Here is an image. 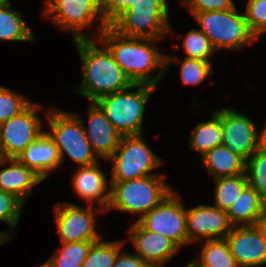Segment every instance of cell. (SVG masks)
Listing matches in <instances>:
<instances>
[{
  "instance_id": "6da1fadb",
  "label": "cell",
  "mask_w": 266,
  "mask_h": 267,
  "mask_svg": "<svg viewBox=\"0 0 266 267\" xmlns=\"http://www.w3.org/2000/svg\"><path fill=\"white\" fill-rule=\"evenodd\" d=\"M161 40L127 37L107 26L98 36L114 60L133 84L157 87L166 75V55L156 47ZM155 68H160L153 73Z\"/></svg>"
},
{
  "instance_id": "7a4b0ae2",
  "label": "cell",
  "mask_w": 266,
  "mask_h": 267,
  "mask_svg": "<svg viewBox=\"0 0 266 267\" xmlns=\"http://www.w3.org/2000/svg\"><path fill=\"white\" fill-rule=\"evenodd\" d=\"M97 39L73 40L83 71L82 80L74 87L89 102L112 93L125 90L133 83L118 66L109 50L97 46Z\"/></svg>"
},
{
  "instance_id": "3957f363",
  "label": "cell",
  "mask_w": 266,
  "mask_h": 267,
  "mask_svg": "<svg viewBox=\"0 0 266 267\" xmlns=\"http://www.w3.org/2000/svg\"><path fill=\"white\" fill-rule=\"evenodd\" d=\"M165 178V174H158L110 182V199L105 212L117 210L138 214V221L174 190Z\"/></svg>"
},
{
  "instance_id": "277c9868",
  "label": "cell",
  "mask_w": 266,
  "mask_h": 267,
  "mask_svg": "<svg viewBox=\"0 0 266 267\" xmlns=\"http://www.w3.org/2000/svg\"><path fill=\"white\" fill-rule=\"evenodd\" d=\"M102 0H44L43 16L57 28L70 32L72 41L77 39H97L107 27L101 15ZM97 33L83 32L94 27Z\"/></svg>"
},
{
  "instance_id": "5b68a950",
  "label": "cell",
  "mask_w": 266,
  "mask_h": 267,
  "mask_svg": "<svg viewBox=\"0 0 266 267\" xmlns=\"http://www.w3.org/2000/svg\"><path fill=\"white\" fill-rule=\"evenodd\" d=\"M155 86L132 84L129 88L99 98L95 103L122 136L143 134L146 104Z\"/></svg>"
},
{
  "instance_id": "8992f818",
  "label": "cell",
  "mask_w": 266,
  "mask_h": 267,
  "mask_svg": "<svg viewBox=\"0 0 266 267\" xmlns=\"http://www.w3.org/2000/svg\"><path fill=\"white\" fill-rule=\"evenodd\" d=\"M168 12L167 0H136L109 26L123 36L163 40L173 32Z\"/></svg>"
},
{
  "instance_id": "52a82bcc",
  "label": "cell",
  "mask_w": 266,
  "mask_h": 267,
  "mask_svg": "<svg viewBox=\"0 0 266 267\" xmlns=\"http://www.w3.org/2000/svg\"><path fill=\"white\" fill-rule=\"evenodd\" d=\"M49 131L45 133L57 147L61 165L67 154L79 167L99 162L92 151L91 144L85 135L80 120L71 112L49 108L45 111Z\"/></svg>"
},
{
  "instance_id": "ba28073f",
  "label": "cell",
  "mask_w": 266,
  "mask_h": 267,
  "mask_svg": "<svg viewBox=\"0 0 266 267\" xmlns=\"http://www.w3.org/2000/svg\"><path fill=\"white\" fill-rule=\"evenodd\" d=\"M200 29L211 41L216 51L241 50L258 41L251 33L244 13L235 7L222 11H206L193 14Z\"/></svg>"
},
{
  "instance_id": "9c48e42d",
  "label": "cell",
  "mask_w": 266,
  "mask_h": 267,
  "mask_svg": "<svg viewBox=\"0 0 266 267\" xmlns=\"http://www.w3.org/2000/svg\"><path fill=\"white\" fill-rule=\"evenodd\" d=\"M143 134L122 136L119 146L108 159L112 164L110 182H122L148 175L162 163L145 142Z\"/></svg>"
},
{
  "instance_id": "30bf717a",
  "label": "cell",
  "mask_w": 266,
  "mask_h": 267,
  "mask_svg": "<svg viewBox=\"0 0 266 267\" xmlns=\"http://www.w3.org/2000/svg\"><path fill=\"white\" fill-rule=\"evenodd\" d=\"M53 210L61 244L102 239L95 219L99 212L106 214L105 210L67 201L56 203Z\"/></svg>"
},
{
  "instance_id": "8fae6325",
  "label": "cell",
  "mask_w": 266,
  "mask_h": 267,
  "mask_svg": "<svg viewBox=\"0 0 266 267\" xmlns=\"http://www.w3.org/2000/svg\"><path fill=\"white\" fill-rule=\"evenodd\" d=\"M173 190L137 222L147 231L162 234L179 249L187 245L186 208Z\"/></svg>"
},
{
  "instance_id": "7c38bea8",
  "label": "cell",
  "mask_w": 266,
  "mask_h": 267,
  "mask_svg": "<svg viewBox=\"0 0 266 267\" xmlns=\"http://www.w3.org/2000/svg\"><path fill=\"white\" fill-rule=\"evenodd\" d=\"M42 104L32 102L25 110L0 124V141L5 158H17L45 131L38 116Z\"/></svg>"
},
{
  "instance_id": "4fadbf2b",
  "label": "cell",
  "mask_w": 266,
  "mask_h": 267,
  "mask_svg": "<svg viewBox=\"0 0 266 267\" xmlns=\"http://www.w3.org/2000/svg\"><path fill=\"white\" fill-rule=\"evenodd\" d=\"M222 129V144L245 161L261 147L255 122L232 107L222 108Z\"/></svg>"
},
{
  "instance_id": "5bb4252c",
  "label": "cell",
  "mask_w": 266,
  "mask_h": 267,
  "mask_svg": "<svg viewBox=\"0 0 266 267\" xmlns=\"http://www.w3.org/2000/svg\"><path fill=\"white\" fill-rule=\"evenodd\" d=\"M232 228L226 211L214 205L201 204L186 209L187 245L226 238Z\"/></svg>"
},
{
  "instance_id": "9a60e30c",
  "label": "cell",
  "mask_w": 266,
  "mask_h": 267,
  "mask_svg": "<svg viewBox=\"0 0 266 267\" xmlns=\"http://www.w3.org/2000/svg\"><path fill=\"white\" fill-rule=\"evenodd\" d=\"M225 239L239 267L266 264V240L257 225L233 226Z\"/></svg>"
},
{
  "instance_id": "2e32d148",
  "label": "cell",
  "mask_w": 266,
  "mask_h": 267,
  "mask_svg": "<svg viewBox=\"0 0 266 267\" xmlns=\"http://www.w3.org/2000/svg\"><path fill=\"white\" fill-rule=\"evenodd\" d=\"M87 109L88 126L77 113L73 114L80 120L92 151L98 159L102 158L108 161L119 146L122 135L95 102H90Z\"/></svg>"
},
{
  "instance_id": "e0dca14e",
  "label": "cell",
  "mask_w": 266,
  "mask_h": 267,
  "mask_svg": "<svg viewBox=\"0 0 266 267\" xmlns=\"http://www.w3.org/2000/svg\"><path fill=\"white\" fill-rule=\"evenodd\" d=\"M129 242L150 267H163L180 250L162 234L145 230L137 221L127 230Z\"/></svg>"
},
{
  "instance_id": "ac0fdd59",
  "label": "cell",
  "mask_w": 266,
  "mask_h": 267,
  "mask_svg": "<svg viewBox=\"0 0 266 267\" xmlns=\"http://www.w3.org/2000/svg\"><path fill=\"white\" fill-rule=\"evenodd\" d=\"M100 162L82 166L72 174V187L75 195L89 206L98 204V208L106 211L110 199V186L106 173L101 169ZM109 186V187H108Z\"/></svg>"
},
{
  "instance_id": "d6986e66",
  "label": "cell",
  "mask_w": 266,
  "mask_h": 267,
  "mask_svg": "<svg viewBox=\"0 0 266 267\" xmlns=\"http://www.w3.org/2000/svg\"><path fill=\"white\" fill-rule=\"evenodd\" d=\"M0 164H9L0 170V190L14 195L23 204L30 197L34 186L44 181L17 158H5Z\"/></svg>"
},
{
  "instance_id": "ffe728a7",
  "label": "cell",
  "mask_w": 266,
  "mask_h": 267,
  "mask_svg": "<svg viewBox=\"0 0 266 267\" xmlns=\"http://www.w3.org/2000/svg\"><path fill=\"white\" fill-rule=\"evenodd\" d=\"M17 159L32 169L43 180L53 171L62 167L60 166L57 147L45 132L30 144Z\"/></svg>"
},
{
  "instance_id": "44dd1931",
  "label": "cell",
  "mask_w": 266,
  "mask_h": 267,
  "mask_svg": "<svg viewBox=\"0 0 266 267\" xmlns=\"http://www.w3.org/2000/svg\"><path fill=\"white\" fill-rule=\"evenodd\" d=\"M265 212L266 202L249 185L226 211L233 226H255Z\"/></svg>"
},
{
  "instance_id": "7402d4cb",
  "label": "cell",
  "mask_w": 266,
  "mask_h": 267,
  "mask_svg": "<svg viewBox=\"0 0 266 267\" xmlns=\"http://www.w3.org/2000/svg\"><path fill=\"white\" fill-rule=\"evenodd\" d=\"M201 163L214 179L245 173V160L223 144L201 156Z\"/></svg>"
},
{
  "instance_id": "603a6c76",
  "label": "cell",
  "mask_w": 266,
  "mask_h": 267,
  "mask_svg": "<svg viewBox=\"0 0 266 267\" xmlns=\"http://www.w3.org/2000/svg\"><path fill=\"white\" fill-rule=\"evenodd\" d=\"M211 112V119L199 121L191 131L189 147L198 152L200 156H203L206 152L222 144V109H214Z\"/></svg>"
},
{
  "instance_id": "cb8c5ba5",
  "label": "cell",
  "mask_w": 266,
  "mask_h": 267,
  "mask_svg": "<svg viewBox=\"0 0 266 267\" xmlns=\"http://www.w3.org/2000/svg\"><path fill=\"white\" fill-rule=\"evenodd\" d=\"M0 40L34 42L36 37L31 27L24 21L22 13L12 9V2L0 7Z\"/></svg>"
},
{
  "instance_id": "d4e9b609",
  "label": "cell",
  "mask_w": 266,
  "mask_h": 267,
  "mask_svg": "<svg viewBox=\"0 0 266 267\" xmlns=\"http://www.w3.org/2000/svg\"><path fill=\"white\" fill-rule=\"evenodd\" d=\"M199 254L191 261L196 267H239L231 255L227 240H204Z\"/></svg>"
},
{
  "instance_id": "484cf974",
  "label": "cell",
  "mask_w": 266,
  "mask_h": 267,
  "mask_svg": "<svg viewBox=\"0 0 266 267\" xmlns=\"http://www.w3.org/2000/svg\"><path fill=\"white\" fill-rule=\"evenodd\" d=\"M177 63H180L181 83L185 86H197L206 78H210L215 71L212 69V62L191 58L178 59L172 54L166 55V73L173 64L175 66Z\"/></svg>"
},
{
  "instance_id": "4316f807",
  "label": "cell",
  "mask_w": 266,
  "mask_h": 267,
  "mask_svg": "<svg viewBox=\"0 0 266 267\" xmlns=\"http://www.w3.org/2000/svg\"><path fill=\"white\" fill-rule=\"evenodd\" d=\"M214 206L227 211L242 191L248 186L245 173L214 179Z\"/></svg>"
},
{
  "instance_id": "83f0119b",
  "label": "cell",
  "mask_w": 266,
  "mask_h": 267,
  "mask_svg": "<svg viewBox=\"0 0 266 267\" xmlns=\"http://www.w3.org/2000/svg\"><path fill=\"white\" fill-rule=\"evenodd\" d=\"M125 240L94 242L81 267H113L118 252L124 247Z\"/></svg>"
},
{
  "instance_id": "f1b7e54d",
  "label": "cell",
  "mask_w": 266,
  "mask_h": 267,
  "mask_svg": "<svg viewBox=\"0 0 266 267\" xmlns=\"http://www.w3.org/2000/svg\"><path fill=\"white\" fill-rule=\"evenodd\" d=\"M94 242L62 243L48 261L53 267H81Z\"/></svg>"
},
{
  "instance_id": "f546056e",
  "label": "cell",
  "mask_w": 266,
  "mask_h": 267,
  "mask_svg": "<svg viewBox=\"0 0 266 267\" xmlns=\"http://www.w3.org/2000/svg\"><path fill=\"white\" fill-rule=\"evenodd\" d=\"M248 185L266 202V149L259 148L245 161Z\"/></svg>"
},
{
  "instance_id": "4dcf8cb0",
  "label": "cell",
  "mask_w": 266,
  "mask_h": 267,
  "mask_svg": "<svg viewBox=\"0 0 266 267\" xmlns=\"http://www.w3.org/2000/svg\"><path fill=\"white\" fill-rule=\"evenodd\" d=\"M183 50L186 58L211 62L212 54L216 52L209 38L200 30L192 28L183 40Z\"/></svg>"
},
{
  "instance_id": "1f68e13d",
  "label": "cell",
  "mask_w": 266,
  "mask_h": 267,
  "mask_svg": "<svg viewBox=\"0 0 266 267\" xmlns=\"http://www.w3.org/2000/svg\"><path fill=\"white\" fill-rule=\"evenodd\" d=\"M23 206L24 204L14 195L0 190V221L6 222L10 229L7 231L0 230V235L7 242L13 237L12 231L19 223Z\"/></svg>"
},
{
  "instance_id": "d6a6232c",
  "label": "cell",
  "mask_w": 266,
  "mask_h": 267,
  "mask_svg": "<svg viewBox=\"0 0 266 267\" xmlns=\"http://www.w3.org/2000/svg\"><path fill=\"white\" fill-rule=\"evenodd\" d=\"M32 102L26 96L0 86V124L25 110Z\"/></svg>"
},
{
  "instance_id": "836d02e7",
  "label": "cell",
  "mask_w": 266,
  "mask_h": 267,
  "mask_svg": "<svg viewBox=\"0 0 266 267\" xmlns=\"http://www.w3.org/2000/svg\"><path fill=\"white\" fill-rule=\"evenodd\" d=\"M243 13L251 33L258 40L266 33V0H248Z\"/></svg>"
},
{
  "instance_id": "e575fe53",
  "label": "cell",
  "mask_w": 266,
  "mask_h": 267,
  "mask_svg": "<svg viewBox=\"0 0 266 267\" xmlns=\"http://www.w3.org/2000/svg\"><path fill=\"white\" fill-rule=\"evenodd\" d=\"M193 15L198 12L222 11L236 7L233 0H182Z\"/></svg>"
},
{
  "instance_id": "d590c367",
  "label": "cell",
  "mask_w": 266,
  "mask_h": 267,
  "mask_svg": "<svg viewBox=\"0 0 266 267\" xmlns=\"http://www.w3.org/2000/svg\"><path fill=\"white\" fill-rule=\"evenodd\" d=\"M128 9V0H102L101 15L109 26L119 15Z\"/></svg>"
},
{
  "instance_id": "8d00e7d4",
  "label": "cell",
  "mask_w": 266,
  "mask_h": 267,
  "mask_svg": "<svg viewBox=\"0 0 266 267\" xmlns=\"http://www.w3.org/2000/svg\"><path fill=\"white\" fill-rule=\"evenodd\" d=\"M113 267H150L136 253H129L123 250L118 252Z\"/></svg>"
},
{
  "instance_id": "74e56055",
  "label": "cell",
  "mask_w": 266,
  "mask_h": 267,
  "mask_svg": "<svg viewBox=\"0 0 266 267\" xmlns=\"http://www.w3.org/2000/svg\"><path fill=\"white\" fill-rule=\"evenodd\" d=\"M258 228L261 230L264 239L266 240V212L262 215V217L257 222Z\"/></svg>"
},
{
  "instance_id": "f35d334b",
  "label": "cell",
  "mask_w": 266,
  "mask_h": 267,
  "mask_svg": "<svg viewBox=\"0 0 266 267\" xmlns=\"http://www.w3.org/2000/svg\"><path fill=\"white\" fill-rule=\"evenodd\" d=\"M260 146L261 148L266 149V124L260 131Z\"/></svg>"
},
{
  "instance_id": "ab89813d",
  "label": "cell",
  "mask_w": 266,
  "mask_h": 267,
  "mask_svg": "<svg viewBox=\"0 0 266 267\" xmlns=\"http://www.w3.org/2000/svg\"><path fill=\"white\" fill-rule=\"evenodd\" d=\"M3 159H5V155H4V152L2 150L1 141H0V161H2Z\"/></svg>"
},
{
  "instance_id": "60d3db41",
  "label": "cell",
  "mask_w": 266,
  "mask_h": 267,
  "mask_svg": "<svg viewBox=\"0 0 266 267\" xmlns=\"http://www.w3.org/2000/svg\"><path fill=\"white\" fill-rule=\"evenodd\" d=\"M39 267H53L51 265V263L47 260L46 262H44L43 264H41Z\"/></svg>"
},
{
  "instance_id": "b9f144b4",
  "label": "cell",
  "mask_w": 266,
  "mask_h": 267,
  "mask_svg": "<svg viewBox=\"0 0 266 267\" xmlns=\"http://www.w3.org/2000/svg\"><path fill=\"white\" fill-rule=\"evenodd\" d=\"M10 0H0V7L4 6Z\"/></svg>"
},
{
  "instance_id": "7bdbcfd3",
  "label": "cell",
  "mask_w": 266,
  "mask_h": 267,
  "mask_svg": "<svg viewBox=\"0 0 266 267\" xmlns=\"http://www.w3.org/2000/svg\"><path fill=\"white\" fill-rule=\"evenodd\" d=\"M135 1H136V0H128V9H129L131 6H133V4H134Z\"/></svg>"
},
{
  "instance_id": "ee69618b",
  "label": "cell",
  "mask_w": 266,
  "mask_h": 267,
  "mask_svg": "<svg viewBox=\"0 0 266 267\" xmlns=\"http://www.w3.org/2000/svg\"><path fill=\"white\" fill-rule=\"evenodd\" d=\"M186 267H196L192 262H190Z\"/></svg>"
}]
</instances>
